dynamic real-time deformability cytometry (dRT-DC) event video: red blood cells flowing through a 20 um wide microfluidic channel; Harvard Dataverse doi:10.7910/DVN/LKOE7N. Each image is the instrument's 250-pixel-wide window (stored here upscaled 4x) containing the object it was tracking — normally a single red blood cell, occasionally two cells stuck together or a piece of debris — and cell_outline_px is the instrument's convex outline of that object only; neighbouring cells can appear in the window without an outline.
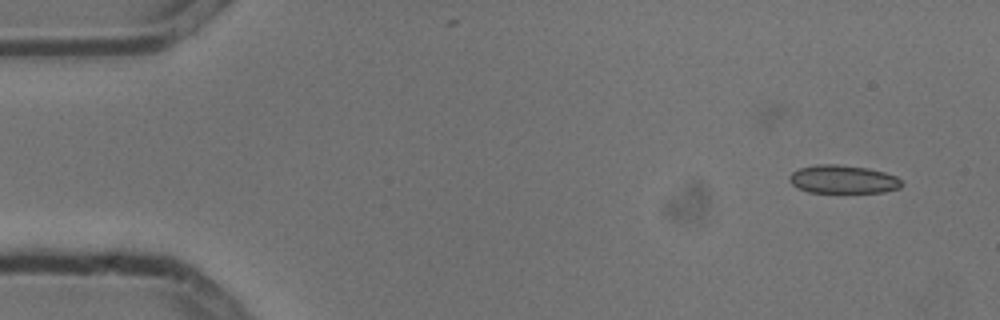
{"species": "common noctule bat (a hibernating species)", "species_latin": "Nyctalus noctula", "temperature_condition": "cold", "stored_images_in_passage": 4, "camera_frame_rate_fps": 3000, "um_per_image_px": 0.085, "animal": {"sex": "male", "body_mass_g": 13.3}, "frame": {"image": 1, "passage_image": 1, "time_ms": 0.0, "image_size_px": [1000, 320], "cell_outline_px": [[904, 184], [900, 188], [884, 192], [808, 192], [792, 184], [788, 180], [788, 176], [792, 172], [800, 168], [816, 164], [836, 164], [868, 168], [884, 172], [896, 176]], "centroid_in_image_um": [71.66, 15.24], "position_along_channel_um": 13.3, "area_um2": 18.5}}
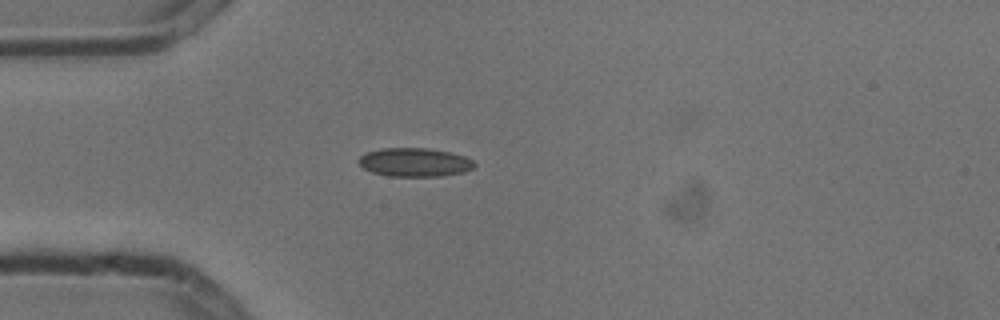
{"frame": {"image": 2, "passage_image": 4, "time_ms": 1.0, "image_size_px": [1000, 320], "cell_outline_px": [[476, 164], [472, 168], [464, 172], [444, 176], [388, 176], [372, 172], [364, 168], [356, 160], [360, 156], [368, 152], [384, 148], [428, 148], [452, 152], [464, 156], [472, 160]], "centroid_in_image_um": [35.26, 13.79], "position_along_channel_um": 49.7, "area_um2": 19.36}}